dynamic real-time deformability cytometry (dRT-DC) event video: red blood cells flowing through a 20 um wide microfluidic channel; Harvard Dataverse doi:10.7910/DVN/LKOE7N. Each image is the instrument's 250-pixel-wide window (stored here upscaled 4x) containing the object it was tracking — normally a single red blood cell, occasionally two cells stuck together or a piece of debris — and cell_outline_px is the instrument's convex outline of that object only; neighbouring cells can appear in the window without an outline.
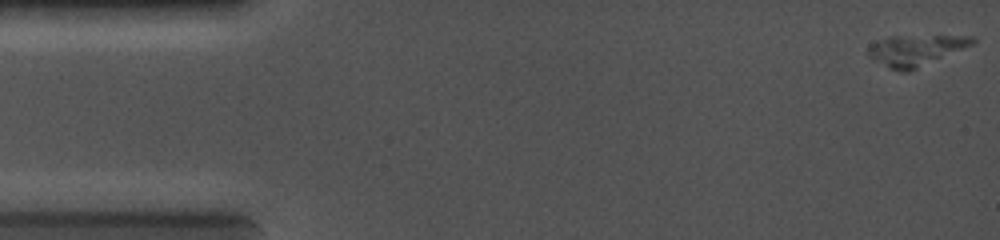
{"species": "common noctule bat (a hibernating species)", "species_latin": "Nyctalus noctula", "temperature_condition": "cold", "stored_images_in_passage": 22, "camera_frame_rate_fps": 5000, "um_per_image_px": 0.085, "animal": {"sex": "female", "body_mass_g": 19.0, "forearm_length_mm": 56.7}, "frame": {"image": 1, "passage_image": 1, "time_ms": 0.0, "image_size_px": [1000, 240], "cell_outline_px": [[976, 40], [972, 44], [908, 72], [900, 72], [888, 68], [868, 56], [868, 48], [876, 40], [888, 36], [972, 36]], "centroid_in_image_um": [77.76, 4.27], "position_along_channel_um": 7.2, "area_um2": 18.44}}